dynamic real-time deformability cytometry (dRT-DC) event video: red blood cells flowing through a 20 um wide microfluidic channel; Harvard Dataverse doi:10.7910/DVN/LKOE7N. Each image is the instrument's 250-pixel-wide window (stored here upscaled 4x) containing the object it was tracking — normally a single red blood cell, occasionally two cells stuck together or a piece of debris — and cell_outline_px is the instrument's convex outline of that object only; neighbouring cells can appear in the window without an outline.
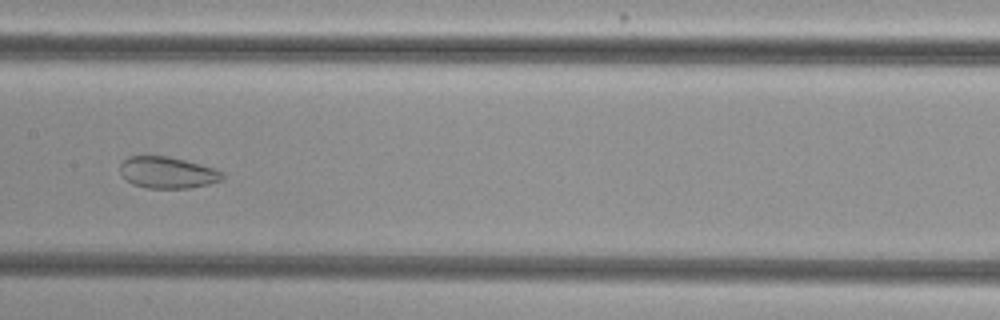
{"species": "common noctule bat (a hibernating species)", "species_latin": "Nyctalus noctula", "temperature_condition": "cold", "stored_images_in_passage": 52, "camera_frame_rate_fps": 3000, "um_per_image_px": 0.085, "animal": {"sex": "female", "body_mass_g": 29.2, "forearm_length_mm": 56.3}, "frame": {"image": 1, "passage_image": 26, "time_ms": 8.333, "image_size_px": [1000, 320], "cell_outline_px": [[224, 176], [220, 180], [208, 184], [192, 188], [148, 188], [132, 184], [120, 172], [120, 164], [128, 156], [168, 156], [184, 160], [212, 168], [224, 172]], "centroid_in_image_um": [14.22, 14.67], "position_along_channel_um": 193.2, "area_um2": 18.61}}
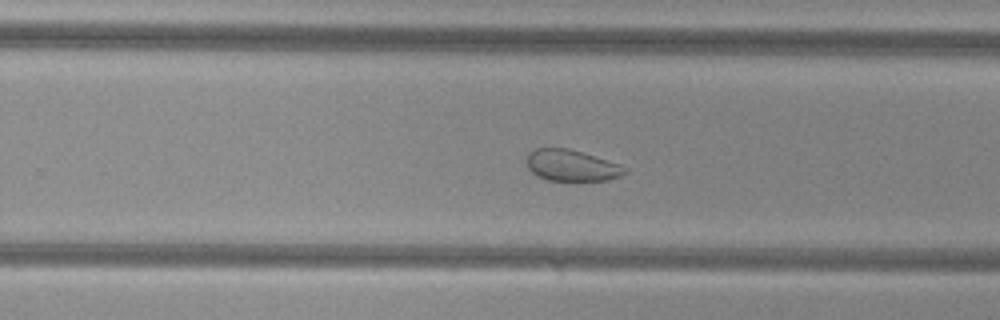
{"frame": {"image": 2, "passage_image": 33, "time_ms": 10.667, "image_size_px": [1000, 320], "cell_outline_px": [[628, 172], [620, 176], [608, 180], [548, 180], [536, 176], [528, 168], [528, 152], [536, 148], [568, 148], [620, 164], [628, 168]], "centroid_in_image_um": [48.6, 14.06], "position_along_channel_um": 281.2, "area_um2": 17.8}}
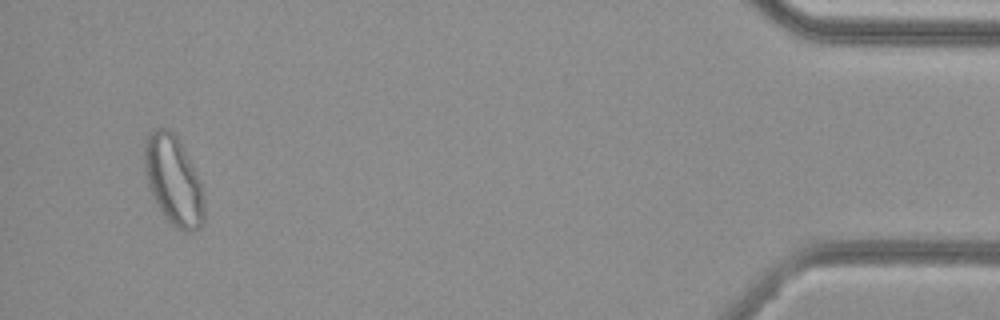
{"frame": {"image": 3, "passage_image": 50, "time_ms": 16.333, "image_size_px": [1000, 320], "cell_outline_px": [[204, 224], [200, 228], [192, 232], [184, 232], [168, 224], [156, 204], [152, 196], [144, 172], [144, 144], [148, 136], [156, 128], [168, 128], [180, 140], [200, 180], [204, 200]], "centroid_in_image_um": [14.75, 15.39], "position_along_channel_um": 420.5, "area_um2": 31.56}, "authors_computed_cell_mechanics": {"area_um2": 26.9637, "velocity_mm_per_s": 3.7853, "shape_relaxation_time_tau1_ms": null, "shape_relaxation_time_tau2_ms": 2.1188, "deformation_change_tau1": null, "deformation_change_tau2": 0.0725}}